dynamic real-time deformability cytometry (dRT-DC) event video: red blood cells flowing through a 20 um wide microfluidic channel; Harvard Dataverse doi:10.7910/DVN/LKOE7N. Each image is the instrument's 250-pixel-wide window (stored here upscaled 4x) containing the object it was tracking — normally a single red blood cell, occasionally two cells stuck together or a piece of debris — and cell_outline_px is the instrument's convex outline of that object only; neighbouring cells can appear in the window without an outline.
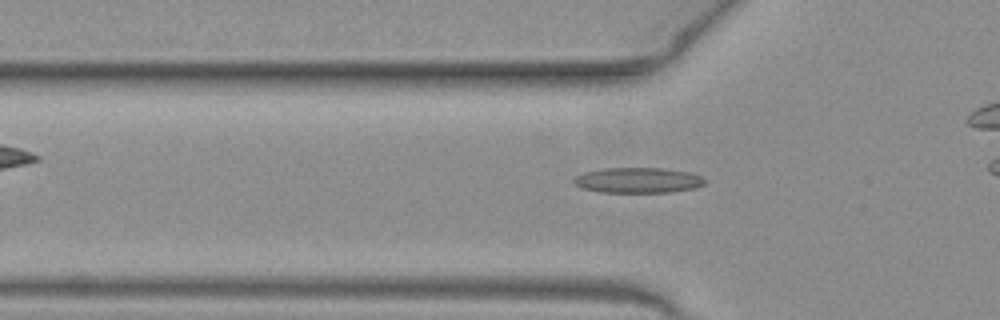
{"species": "common noctule bat (a hibernating species)", "species_latin": "Nyctalus noctula", "temperature_condition": "warm", "stored_images_in_passage": 39, "camera_frame_rate_fps": 3000, "um_per_image_px": 0.085, "animal": {"sex": "female", "body_mass_g": 19.3, "forearm_length_mm": 54.1}, "frame": {"image": 1, "passage_image": 14, "time_ms": 4.333, "image_size_px": [1000, 320], "cell_outline_px": [[704, 184], [696, 188], [668, 192], [600, 192], [584, 188], [576, 184], [572, 180], [576, 176], [584, 172], [604, 168], [664, 168], [688, 172], [700, 176], [704, 180]], "centroid_in_image_um": [54.22, 15.32], "position_along_channel_um": 71.6, "area_um2": 19.19}}
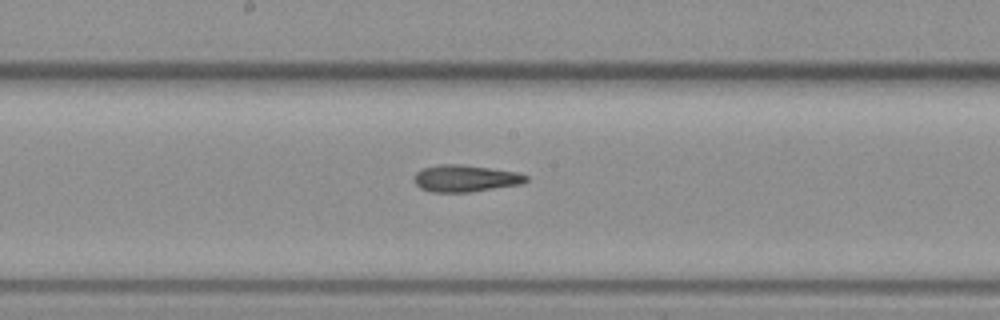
{"frame": {"image": 2, "passage_image": 24, "time_ms": 7.667, "image_size_px": [1000, 320], "cell_outline_px": [[528, 180], [524, 184], [468, 192], [432, 192], [420, 188], [416, 184], [416, 172], [424, 168], [440, 164], [460, 164], [520, 172], [528, 176]], "centroid_in_image_um": [39.62, 15.16], "position_along_channel_um": 208.6, "area_um2": 17.51}}
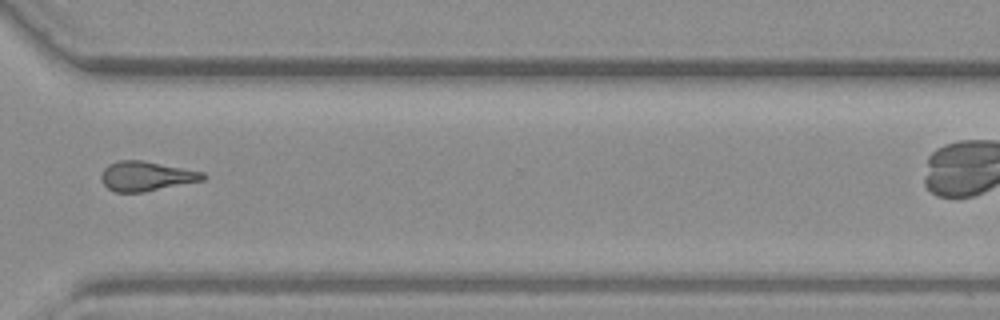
{"frame": {"image": 3, "passage_image": 35, "time_ms": 11.333, "image_size_px": [1000, 320], "cell_outline_px": [[208, 176], [204, 180], [144, 192], [116, 192], [108, 188], [100, 180], [100, 176], [104, 168], [108, 164], [116, 160], [140, 160], [204, 172]], "centroid_in_image_um": [12.41, 14.97], "position_along_channel_um": 358.2, "area_um2": 17.57}}